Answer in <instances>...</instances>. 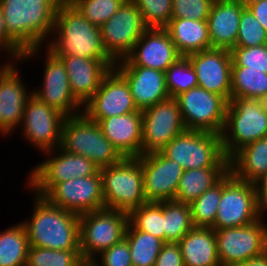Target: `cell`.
<instances>
[{"label": "cell", "mask_w": 267, "mask_h": 266, "mask_svg": "<svg viewBox=\"0 0 267 266\" xmlns=\"http://www.w3.org/2000/svg\"><path fill=\"white\" fill-rule=\"evenodd\" d=\"M62 1L0 0L8 33L26 50L19 59L22 64L39 57L52 35L55 14Z\"/></svg>", "instance_id": "6da1fadb"}, {"label": "cell", "mask_w": 267, "mask_h": 266, "mask_svg": "<svg viewBox=\"0 0 267 266\" xmlns=\"http://www.w3.org/2000/svg\"><path fill=\"white\" fill-rule=\"evenodd\" d=\"M45 47L54 55L112 60L103 47L100 26L90 23L68 0L58 5L54 29Z\"/></svg>", "instance_id": "7a4b0ae2"}, {"label": "cell", "mask_w": 267, "mask_h": 266, "mask_svg": "<svg viewBox=\"0 0 267 266\" xmlns=\"http://www.w3.org/2000/svg\"><path fill=\"white\" fill-rule=\"evenodd\" d=\"M33 195L32 215L21 221L29 244L52 250H80L79 215Z\"/></svg>", "instance_id": "3957f363"}, {"label": "cell", "mask_w": 267, "mask_h": 266, "mask_svg": "<svg viewBox=\"0 0 267 266\" xmlns=\"http://www.w3.org/2000/svg\"><path fill=\"white\" fill-rule=\"evenodd\" d=\"M60 147L88 158L99 168L114 165L124 158L104 136L99 124L84 113L64 119Z\"/></svg>", "instance_id": "277c9868"}, {"label": "cell", "mask_w": 267, "mask_h": 266, "mask_svg": "<svg viewBox=\"0 0 267 266\" xmlns=\"http://www.w3.org/2000/svg\"><path fill=\"white\" fill-rule=\"evenodd\" d=\"M161 152L184 170L229 168L220 134L199 130H185L175 136Z\"/></svg>", "instance_id": "5b68a950"}, {"label": "cell", "mask_w": 267, "mask_h": 266, "mask_svg": "<svg viewBox=\"0 0 267 266\" xmlns=\"http://www.w3.org/2000/svg\"><path fill=\"white\" fill-rule=\"evenodd\" d=\"M266 212L255 183L239 180L229 171L222 178V197L211 228L246 226L258 221Z\"/></svg>", "instance_id": "8992f818"}, {"label": "cell", "mask_w": 267, "mask_h": 266, "mask_svg": "<svg viewBox=\"0 0 267 266\" xmlns=\"http://www.w3.org/2000/svg\"><path fill=\"white\" fill-rule=\"evenodd\" d=\"M105 208L129 213L147 203L143 191V171L139 157H124L100 168Z\"/></svg>", "instance_id": "52a82bcc"}, {"label": "cell", "mask_w": 267, "mask_h": 266, "mask_svg": "<svg viewBox=\"0 0 267 266\" xmlns=\"http://www.w3.org/2000/svg\"><path fill=\"white\" fill-rule=\"evenodd\" d=\"M267 137V113L257 99L231 98L221 134L224 153L230 159L243 146Z\"/></svg>", "instance_id": "ba28073f"}, {"label": "cell", "mask_w": 267, "mask_h": 266, "mask_svg": "<svg viewBox=\"0 0 267 266\" xmlns=\"http://www.w3.org/2000/svg\"><path fill=\"white\" fill-rule=\"evenodd\" d=\"M128 213L102 208L79 215V247L86 264L124 239Z\"/></svg>", "instance_id": "9c48e42d"}, {"label": "cell", "mask_w": 267, "mask_h": 266, "mask_svg": "<svg viewBox=\"0 0 267 266\" xmlns=\"http://www.w3.org/2000/svg\"><path fill=\"white\" fill-rule=\"evenodd\" d=\"M42 154L45 160L39 161L26 177V187L31 195L43 197L57 183L93 176L100 170L88 158L69 153L60 146Z\"/></svg>", "instance_id": "30bf717a"}, {"label": "cell", "mask_w": 267, "mask_h": 266, "mask_svg": "<svg viewBox=\"0 0 267 266\" xmlns=\"http://www.w3.org/2000/svg\"><path fill=\"white\" fill-rule=\"evenodd\" d=\"M267 212L254 223L242 227L214 229L221 265L237 264L267 252Z\"/></svg>", "instance_id": "8fae6325"}, {"label": "cell", "mask_w": 267, "mask_h": 266, "mask_svg": "<svg viewBox=\"0 0 267 266\" xmlns=\"http://www.w3.org/2000/svg\"><path fill=\"white\" fill-rule=\"evenodd\" d=\"M100 28L103 47L115 63L131 54L136 42L148 29L132 0H126Z\"/></svg>", "instance_id": "7c38bea8"}, {"label": "cell", "mask_w": 267, "mask_h": 266, "mask_svg": "<svg viewBox=\"0 0 267 266\" xmlns=\"http://www.w3.org/2000/svg\"><path fill=\"white\" fill-rule=\"evenodd\" d=\"M66 118L34 94L26 101L20 125L22 137L37 151H51L61 145L62 124Z\"/></svg>", "instance_id": "4fadbf2b"}, {"label": "cell", "mask_w": 267, "mask_h": 266, "mask_svg": "<svg viewBox=\"0 0 267 266\" xmlns=\"http://www.w3.org/2000/svg\"><path fill=\"white\" fill-rule=\"evenodd\" d=\"M176 99L187 130L222 134L228 103L222 96L197 86Z\"/></svg>", "instance_id": "5bb4252c"}, {"label": "cell", "mask_w": 267, "mask_h": 266, "mask_svg": "<svg viewBox=\"0 0 267 266\" xmlns=\"http://www.w3.org/2000/svg\"><path fill=\"white\" fill-rule=\"evenodd\" d=\"M186 129L176 98L157 102L142 111L141 155L161 151Z\"/></svg>", "instance_id": "9a60e30c"}, {"label": "cell", "mask_w": 267, "mask_h": 266, "mask_svg": "<svg viewBox=\"0 0 267 266\" xmlns=\"http://www.w3.org/2000/svg\"><path fill=\"white\" fill-rule=\"evenodd\" d=\"M43 197L50 204L78 215L105 208L101 172L57 183Z\"/></svg>", "instance_id": "2e32d148"}, {"label": "cell", "mask_w": 267, "mask_h": 266, "mask_svg": "<svg viewBox=\"0 0 267 266\" xmlns=\"http://www.w3.org/2000/svg\"><path fill=\"white\" fill-rule=\"evenodd\" d=\"M43 82L38 88L33 87L32 94L48 106L58 110L66 117L83 113V105L71 92L68 73L63 61L45 46Z\"/></svg>", "instance_id": "e0dca14e"}, {"label": "cell", "mask_w": 267, "mask_h": 266, "mask_svg": "<svg viewBox=\"0 0 267 266\" xmlns=\"http://www.w3.org/2000/svg\"><path fill=\"white\" fill-rule=\"evenodd\" d=\"M138 110L129 84L115 69H111L102 79L98 90L83 105V113L92 121L121 116Z\"/></svg>", "instance_id": "ac0fdd59"}, {"label": "cell", "mask_w": 267, "mask_h": 266, "mask_svg": "<svg viewBox=\"0 0 267 266\" xmlns=\"http://www.w3.org/2000/svg\"><path fill=\"white\" fill-rule=\"evenodd\" d=\"M143 171V191L147 202L174 200L182 166L167 158L161 151L139 156Z\"/></svg>", "instance_id": "d6986e66"}, {"label": "cell", "mask_w": 267, "mask_h": 266, "mask_svg": "<svg viewBox=\"0 0 267 266\" xmlns=\"http://www.w3.org/2000/svg\"><path fill=\"white\" fill-rule=\"evenodd\" d=\"M21 64L20 60H13L0 74V135L3 138L20 127L26 101L32 94L23 83L24 77L18 69Z\"/></svg>", "instance_id": "ffe728a7"}, {"label": "cell", "mask_w": 267, "mask_h": 266, "mask_svg": "<svg viewBox=\"0 0 267 266\" xmlns=\"http://www.w3.org/2000/svg\"><path fill=\"white\" fill-rule=\"evenodd\" d=\"M198 86L231 100L232 56L227 49L211 48L187 55Z\"/></svg>", "instance_id": "44dd1931"}, {"label": "cell", "mask_w": 267, "mask_h": 266, "mask_svg": "<svg viewBox=\"0 0 267 266\" xmlns=\"http://www.w3.org/2000/svg\"><path fill=\"white\" fill-rule=\"evenodd\" d=\"M181 55L165 28H148L131 54L115 66H143L165 72Z\"/></svg>", "instance_id": "7402d4cb"}, {"label": "cell", "mask_w": 267, "mask_h": 266, "mask_svg": "<svg viewBox=\"0 0 267 266\" xmlns=\"http://www.w3.org/2000/svg\"><path fill=\"white\" fill-rule=\"evenodd\" d=\"M55 56L63 61L71 92L82 105L95 94L104 76L116 64L113 60H97L76 55Z\"/></svg>", "instance_id": "603a6c76"}, {"label": "cell", "mask_w": 267, "mask_h": 266, "mask_svg": "<svg viewBox=\"0 0 267 266\" xmlns=\"http://www.w3.org/2000/svg\"><path fill=\"white\" fill-rule=\"evenodd\" d=\"M127 81L138 110L143 111L157 102L170 98L165 72L143 66H115Z\"/></svg>", "instance_id": "cb8c5ba5"}, {"label": "cell", "mask_w": 267, "mask_h": 266, "mask_svg": "<svg viewBox=\"0 0 267 266\" xmlns=\"http://www.w3.org/2000/svg\"><path fill=\"white\" fill-rule=\"evenodd\" d=\"M245 6L238 0H214L207 19L212 48L232 50Z\"/></svg>", "instance_id": "d4e9b609"}, {"label": "cell", "mask_w": 267, "mask_h": 266, "mask_svg": "<svg viewBox=\"0 0 267 266\" xmlns=\"http://www.w3.org/2000/svg\"><path fill=\"white\" fill-rule=\"evenodd\" d=\"M98 124L123 157L141 156L142 111L104 118Z\"/></svg>", "instance_id": "484cf974"}, {"label": "cell", "mask_w": 267, "mask_h": 266, "mask_svg": "<svg viewBox=\"0 0 267 266\" xmlns=\"http://www.w3.org/2000/svg\"><path fill=\"white\" fill-rule=\"evenodd\" d=\"M184 266H219L215 231L193 227L179 242Z\"/></svg>", "instance_id": "4316f807"}, {"label": "cell", "mask_w": 267, "mask_h": 266, "mask_svg": "<svg viewBox=\"0 0 267 266\" xmlns=\"http://www.w3.org/2000/svg\"><path fill=\"white\" fill-rule=\"evenodd\" d=\"M165 29L181 56L212 48L207 20L171 18Z\"/></svg>", "instance_id": "83f0119b"}, {"label": "cell", "mask_w": 267, "mask_h": 266, "mask_svg": "<svg viewBox=\"0 0 267 266\" xmlns=\"http://www.w3.org/2000/svg\"><path fill=\"white\" fill-rule=\"evenodd\" d=\"M229 171L239 180L256 183L267 171V137L239 149L229 159Z\"/></svg>", "instance_id": "f1b7e54d"}, {"label": "cell", "mask_w": 267, "mask_h": 266, "mask_svg": "<svg viewBox=\"0 0 267 266\" xmlns=\"http://www.w3.org/2000/svg\"><path fill=\"white\" fill-rule=\"evenodd\" d=\"M228 172L229 168L184 170L174 200L190 205L205 191L217 184Z\"/></svg>", "instance_id": "f546056e"}, {"label": "cell", "mask_w": 267, "mask_h": 266, "mask_svg": "<svg viewBox=\"0 0 267 266\" xmlns=\"http://www.w3.org/2000/svg\"><path fill=\"white\" fill-rule=\"evenodd\" d=\"M29 240L21 222L0 232V266H25Z\"/></svg>", "instance_id": "4dcf8cb0"}, {"label": "cell", "mask_w": 267, "mask_h": 266, "mask_svg": "<svg viewBox=\"0 0 267 266\" xmlns=\"http://www.w3.org/2000/svg\"><path fill=\"white\" fill-rule=\"evenodd\" d=\"M124 238L127 240L133 266H154L163 241L149 233L135 230L129 223Z\"/></svg>", "instance_id": "1f68e13d"}, {"label": "cell", "mask_w": 267, "mask_h": 266, "mask_svg": "<svg viewBox=\"0 0 267 266\" xmlns=\"http://www.w3.org/2000/svg\"><path fill=\"white\" fill-rule=\"evenodd\" d=\"M193 227L189 204L164 201V242H179Z\"/></svg>", "instance_id": "d6a6232c"}, {"label": "cell", "mask_w": 267, "mask_h": 266, "mask_svg": "<svg viewBox=\"0 0 267 266\" xmlns=\"http://www.w3.org/2000/svg\"><path fill=\"white\" fill-rule=\"evenodd\" d=\"M267 94V74L247 70V67H232L231 98L258 99Z\"/></svg>", "instance_id": "836d02e7"}, {"label": "cell", "mask_w": 267, "mask_h": 266, "mask_svg": "<svg viewBox=\"0 0 267 266\" xmlns=\"http://www.w3.org/2000/svg\"><path fill=\"white\" fill-rule=\"evenodd\" d=\"M128 223L164 242V202H147L128 213Z\"/></svg>", "instance_id": "e575fe53"}, {"label": "cell", "mask_w": 267, "mask_h": 266, "mask_svg": "<svg viewBox=\"0 0 267 266\" xmlns=\"http://www.w3.org/2000/svg\"><path fill=\"white\" fill-rule=\"evenodd\" d=\"M80 250L29 247L25 266H85Z\"/></svg>", "instance_id": "d590c367"}, {"label": "cell", "mask_w": 267, "mask_h": 266, "mask_svg": "<svg viewBox=\"0 0 267 266\" xmlns=\"http://www.w3.org/2000/svg\"><path fill=\"white\" fill-rule=\"evenodd\" d=\"M221 197L222 179L190 204L194 227L214 225Z\"/></svg>", "instance_id": "8d00e7d4"}, {"label": "cell", "mask_w": 267, "mask_h": 266, "mask_svg": "<svg viewBox=\"0 0 267 266\" xmlns=\"http://www.w3.org/2000/svg\"><path fill=\"white\" fill-rule=\"evenodd\" d=\"M166 87L171 98H176L198 86L197 76L187 56L179 57L165 71Z\"/></svg>", "instance_id": "74e56055"}, {"label": "cell", "mask_w": 267, "mask_h": 266, "mask_svg": "<svg viewBox=\"0 0 267 266\" xmlns=\"http://www.w3.org/2000/svg\"><path fill=\"white\" fill-rule=\"evenodd\" d=\"M90 23L102 26L126 0H68Z\"/></svg>", "instance_id": "f35d334b"}, {"label": "cell", "mask_w": 267, "mask_h": 266, "mask_svg": "<svg viewBox=\"0 0 267 266\" xmlns=\"http://www.w3.org/2000/svg\"><path fill=\"white\" fill-rule=\"evenodd\" d=\"M148 28H165L171 18L172 0H132Z\"/></svg>", "instance_id": "ab89813d"}, {"label": "cell", "mask_w": 267, "mask_h": 266, "mask_svg": "<svg viewBox=\"0 0 267 266\" xmlns=\"http://www.w3.org/2000/svg\"><path fill=\"white\" fill-rule=\"evenodd\" d=\"M267 44V32L245 7L242 10L235 47H253Z\"/></svg>", "instance_id": "60d3db41"}, {"label": "cell", "mask_w": 267, "mask_h": 266, "mask_svg": "<svg viewBox=\"0 0 267 266\" xmlns=\"http://www.w3.org/2000/svg\"><path fill=\"white\" fill-rule=\"evenodd\" d=\"M232 67H247V70L267 74V44L253 47H234L231 50Z\"/></svg>", "instance_id": "b9f144b4"}, {"label": "cell", "mask_w": 267, "mask_h": 266, "mask_svg": "<svg viewBox=\"0 0 267 266\" xmlns=\"http://www.w3.org/2000/svg\"><path fill=\"white\" fill-rule=\"evenodd\" d=\"M214 0H172V18L207 20Z\"/></svg>", "instance_id": "7bdbcfd3"}, {"label": "cell", "mask_w": 267, "mask_h": 266, "mask_svg": "<svg viewBox=\"0 0 267 266\" xmlns=\"http://www.w3.org/2000/svg\"><path fill=\"white\" fill-rule=\"evenodd\" d=\"M90 265L133 266L127 240L124 238L120 242L114 244L113 246L102 252L90 263Z\"/></svg>", "instance_id": "ee69618b"}, {"label": "cell", "mask_w": 267, "mask_h": 266, "mask_svg": "<svg viewBox=\"0 0 267 266\" xmlns=\"http://www.w3.org/2000/svg\"><path fill=\"white\" fill-rule=\"evenodd\" d=\"M26 50L8 33L0 4V52L19 60Z\"/></svg>", "instance_id": "f6af8a7d"}, {"label": "cell", "mask_w": 267, "mask_h": 266, "mask_svg": "<svg viewBox=\"0 0 267 266\" xmlns=\"http://www.w3.org/2000/svg\"><path fill=\"white\" fill-rule=\"evenodd\" d=\"M154 266H184L178 242H164Z\"/></svg>", "instance_id": "bcb514c9"}, {"label": "cell", "mask_w": 267, "mask_h": 266, "mask_svg": "<svg viewBox=\"0 0 267 266\" xmlns=\"http://www.w3.org/2000/svg\"><path fill=\"white\" fill-rule=\"evenodd\" d=\"M267 32V0H258L246 6Z\"/></svg>", "instance_id": "7dc6e473"}, {"label": "cell", "mask_w": 267, "mask_h": 266, "mask_svg": "<svg viewBox=\"0 0 267 266\" xmlns=\"http://www.w3.org/2000/svg\"><path fill=\"white\" fill-rule=\"evenodd\" d=\"M262 205L267 209V171L255 183Z\"/></svg>", "instance_id": "c3c4849f"}, {"label": "cell", "mask_w": 267, "mask_h": 266, "mask_svg": "<svg viewBox=\"0 0 267 266\" xmlns=\"http://www.w3.org/2000/svg\"><path fill=\"white\" fill-rule=\"evenodd\" d=\"M236 266H267V252L262 256L248 259L247 261L241 262Z\"/></svg>", "instance_id": "681fc988"}, {"label": "cell", "mask_w": 267, "mask_h": 266, "mask_svg": "<svg viewBox=\"0 0 267 266\" xmlns=\"http://www.w3.org/2000/svg\"><path fill=\"white\" fill-rule=\"evenodd\" d=\"M1 54H3L4 58H6V62L1 61V59H0V63L3 62V64H0V74L13 61V59L9 55H7V54L4 55L3 52H0V56L2 57V59H3V56ZM8 57H9V59H7Z\"/></svg>", "instance_id": "f907efd6"}, {"label": "cell", "mask_w": 267, "mask_h": 266, "mask_svg": "<svg viewBox=\"0 0 267 266\" xmlns=\"http://www.w3.org/2000/svg\"><path fill=\"white\" fill-rule=\"evenodd\" d=\"M257 101L259 102L260 107L267 113V94L259 97Z\"/></svg>", "instance_id": "816d5d0a"}, {"label": "cell", "mask_w": 267, "mask_h": 266, "mask_svg": "<svg viewBox=\"0 0 267 266\" xmlns=\"http://www.w3.org/2000/svg\"><path fill=\"white\" fill-rule=\"evenodd\" d=\"M240 1L245 7L255 1H258V0H238Z\"/></svg>", "instance_id": "f5cc1de1"}]
</instances>
